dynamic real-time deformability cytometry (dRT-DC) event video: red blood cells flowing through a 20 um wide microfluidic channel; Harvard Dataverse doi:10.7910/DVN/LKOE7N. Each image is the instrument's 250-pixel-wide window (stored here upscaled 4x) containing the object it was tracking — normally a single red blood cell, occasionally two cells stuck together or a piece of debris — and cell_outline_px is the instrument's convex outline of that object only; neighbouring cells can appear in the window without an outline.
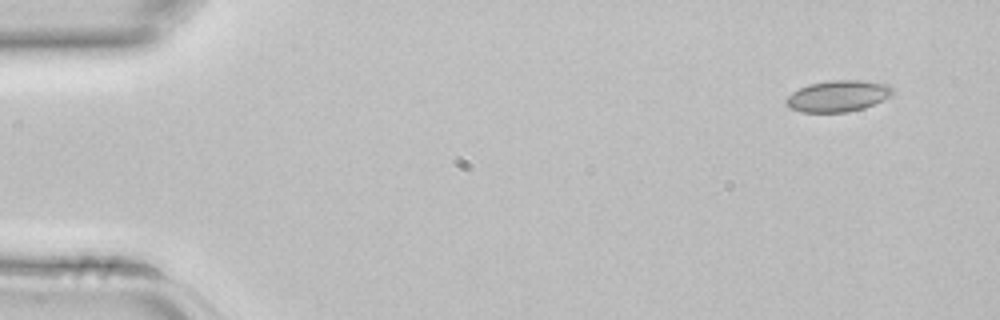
{"species": "common noctule bat (a hibernating species)", "species_latin": "Nyctalus noctula", "temperature_condition": "room temperature", "stored_images_in_passage": 3, "camera_frame_rate_fps": 3000, "um_per_image_px": 0.085, "animal": {"sex": "female", "body_mass_g": 22.7, "forearm_length_mm": 54.2}, "frame": {"image": 1, "passage_image": 1, "time_ms": 0.0, "image_size_px": [1000, 320], "cell_outline_px": [[892, 92], [888, 96], [864, 108], [848, 112], [800, 112], [788, 108], [784, 104], [784, 100], [792, 92], [808, 84], [828, 80], [864, 80], [888, 84], [892, 88]], "centroid_in_image_um": [71.15, 8.16], "position_along_channel_um": 13.9, "area_um2": 19.48}}